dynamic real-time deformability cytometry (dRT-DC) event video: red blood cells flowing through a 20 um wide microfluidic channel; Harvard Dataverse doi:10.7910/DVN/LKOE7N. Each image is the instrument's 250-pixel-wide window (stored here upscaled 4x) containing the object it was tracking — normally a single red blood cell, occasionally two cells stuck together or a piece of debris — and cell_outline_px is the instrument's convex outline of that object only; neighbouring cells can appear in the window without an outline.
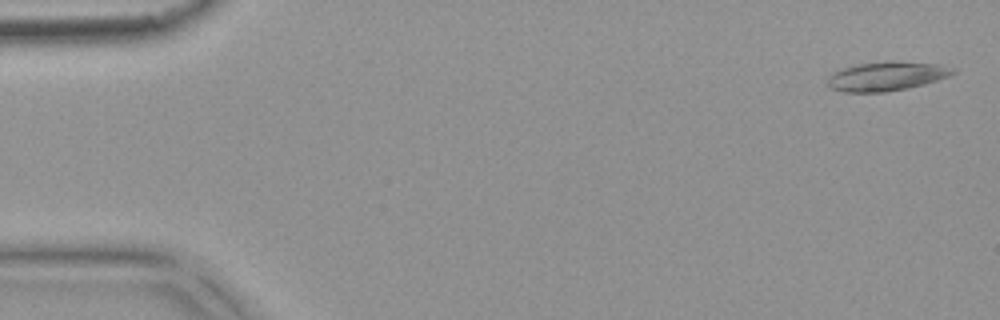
{"species": "common noctule bat (a hibernating species)", "species_latin": "Nyctalus noctula", "temperature_condition": "warm", "stored_images_in_passage": 54, "camera_frame_rate_fps": 3000, "um_per_image_px": 0.085, "animal": {"sex": "female", "body_mass_g": 18.4}, "frame": {"image": 1, "passage_image": 2, "time_ms": 0.333, "image_size_px": [1000, 320], "cell_outline_px": [[956, 72], [948, 76], [924, 84], [908, 88], [884, 92], [844, 92], [832, 88], [828, 84], [828, 80], [836, 72], [844, 68], [860, 64], [888, 60], [936, 64]], "centroid_in_image_um": [75.34, 6.48], "position_along_channel_um": 9.7, "area_um2": 20.63}}
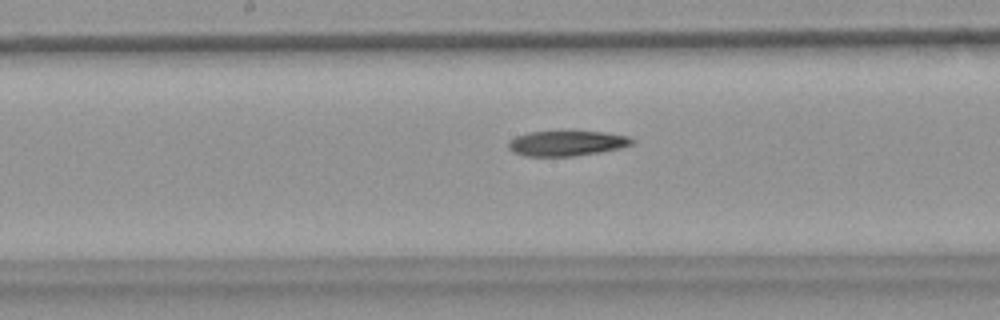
{"frame": {"image": 2, "passage_image": 28, "time_ms": 9.0, "image_size_px": [1000, 320], "cell_outline_px": [[636, 140], [632, 144], [620, 148], [600, 152], [576, 156], [524, 156], [512, 152], [508, 148], [508, 140], [516, 136], [528, 132], [604, 132], [628, 136]], "centroid_in_image_um": [48.15, 12.19], "position_along_channel_um": 200.0, "area_um2": 18.15}}
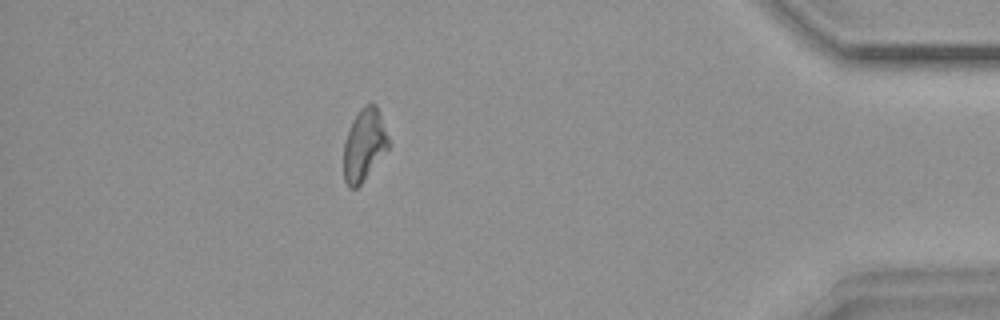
{"frame": {"image": 3, "passage_image": 48, "time_ms": 15.667, "image_size_px": [1000, 320], "cell_outline_px": [[388, 148], [364, 180], [356, 188], [348, 188], [344, 180], [344, 144], [352, 120], [360, 108], [364, 104], [376, 104], [388, 140]], "centroid_in_image_um": [30.92, 12.33], "position_along_channel_um": 404.3, "area_um2": 18.38}}